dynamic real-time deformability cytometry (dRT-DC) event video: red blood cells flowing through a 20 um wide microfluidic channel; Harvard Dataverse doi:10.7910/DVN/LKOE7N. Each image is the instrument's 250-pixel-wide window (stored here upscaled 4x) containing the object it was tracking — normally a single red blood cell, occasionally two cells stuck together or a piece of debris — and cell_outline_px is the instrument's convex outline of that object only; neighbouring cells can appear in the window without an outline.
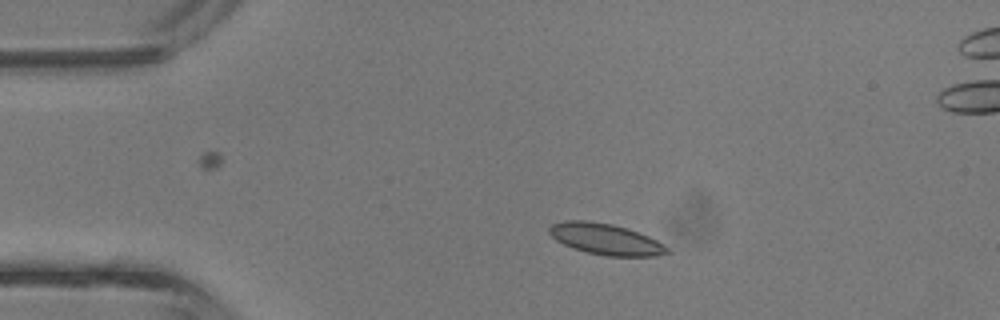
{"species": "common noctule bat (a hibernating species)", "species_latin": "Nyctalus noctula", "temperature_condition": "room temperature", "stored_images_in_passage": 3, "camera_frame_rate_fps": 3000, "um_per_image_px": 0.085, "animal": {"sex": "male", "body_mass_g": 13.3}, "frame": {"image": 1, "passage_image": 1, "time_ms": 0.0, "image_size_px": [1000, 320], "cell_outline_px": [[668, 252], [656, 256], [608, 256], [588, 252], [572, 248], [556, 240], [548, 232], [548, 228], [552, 224], [564, 220], [588, 220], [612, 224], [648, 236], [664, 244], [668, 248]], "centroid_in_image_um": [51.44, 20.32], "position_along_channel_um": 33.6, "area_um2": 21.15}}